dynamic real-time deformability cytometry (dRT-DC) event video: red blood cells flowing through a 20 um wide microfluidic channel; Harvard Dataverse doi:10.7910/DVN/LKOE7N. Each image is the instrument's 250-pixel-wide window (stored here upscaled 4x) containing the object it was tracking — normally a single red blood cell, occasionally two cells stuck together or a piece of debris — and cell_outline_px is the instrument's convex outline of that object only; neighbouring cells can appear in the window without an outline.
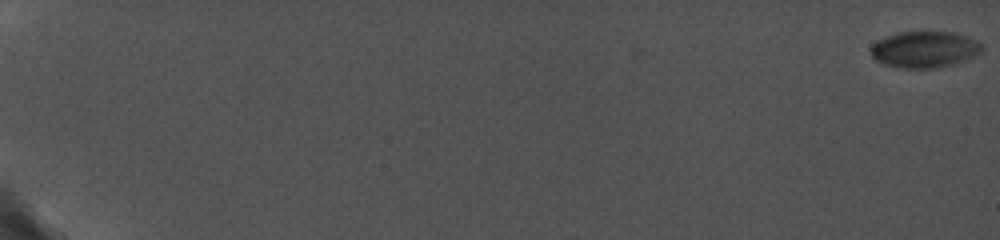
{"species": "common noctule bat (a hibernating species)", "species_latin": "Nyctalus noctula", "temperature_condition": "cold", "stored_images_in_passage": 15, "camera_frame_rate_fps": 5000, "um_per_image_px": 0.085, "animal": {"sex": "female", "body_mass_g": 19.0, "forearm_length_mm": 56.7}, "frame": {"image": 1, "passage_image": 1, "time_ms": 0.0, "image_size_px": [1000, 240], "cell_outline_px": [[984, 48], [980, 52], [964, 60], [952, 64], [932, 68], [900, 68], [884, 64], [876, 60], [872, 56], [872, 44], [876, 40], [884, 36], [900, 32], [920, 28], [952, 32], [976, 40], [984, 44]], "centroid_in_image_um": [78.56, 4.14], "position_along_channel_um": 6.4, "area_um2": 24.16}}